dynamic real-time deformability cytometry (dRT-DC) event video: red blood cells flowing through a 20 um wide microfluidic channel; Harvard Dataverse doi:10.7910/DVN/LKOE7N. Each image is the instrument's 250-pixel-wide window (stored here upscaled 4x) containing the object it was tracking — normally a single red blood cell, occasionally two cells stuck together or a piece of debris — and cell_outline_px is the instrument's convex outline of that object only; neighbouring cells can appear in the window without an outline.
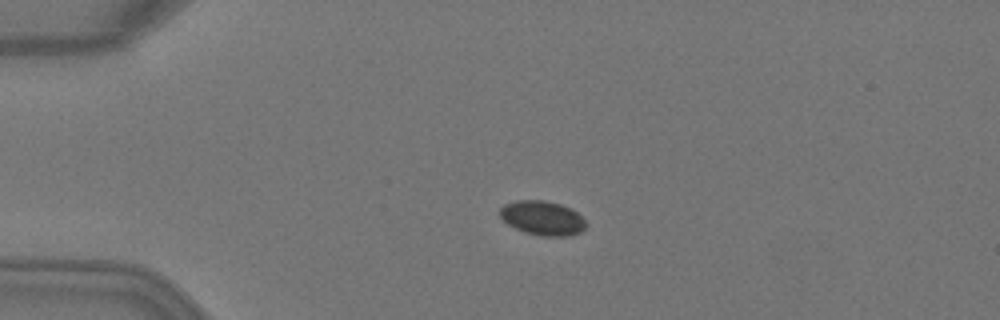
{"species": "Egyptian fruit bat (a non-hibernating species)", "species_latin": "Rousettus aegyptiacus", "temperature_condition": "warm", "stored_images_in_passage": 3, "camera_frame_rate_fps": 3000, "um_per_image_px": 0.085, "animal": {"sex": "female"}, "frame": {"image": 1, "passage_image": 3, "time_ms": 0.667, "image_size_px": [1000, 320], "cell_outline_px": [[588, 224], [580, 232], [568, 236], [540, 236], [524, 232], [508, 224], [500, 216], [500, 208], [504, 204], [516, 200], [544, 200], [560, 204], [576, 212]], "centroid_in_image_um": [46.09, 18.53], "position_along_channel_um": 38.9, "area_um2": 17.11}}